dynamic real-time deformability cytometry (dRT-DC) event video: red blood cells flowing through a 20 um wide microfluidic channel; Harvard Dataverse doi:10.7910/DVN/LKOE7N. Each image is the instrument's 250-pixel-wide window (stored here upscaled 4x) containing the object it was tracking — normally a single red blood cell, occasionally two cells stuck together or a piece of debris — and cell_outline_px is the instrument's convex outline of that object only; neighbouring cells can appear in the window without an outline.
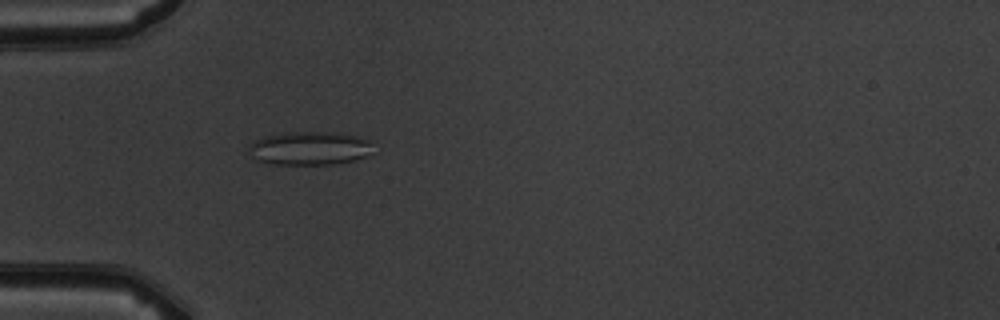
{"species": "common noctule bat (a hibernating species)", "species_latin": "Nyctalus noctula", "temperature_condition": "warm", "stored_images_in_passage": 3, "camera_frame_rate_fps": 3000, "um_per_image_px": 0.085, "animal": {"sex": "male", "body_mass_g": 19.5, "forearm_length_mm": 54.6}, "frame": {"image": 1, "passage_image": 3, "time_ms": 2.333, "image_size_px": [1000, 320], "cell_outline_px": [[376, 140], [372, 152], [368, 156], [352, 160], [332, 164], [268, 164], [252, 156], [248, 152], [248, 144], [252, 140], [260, 136], [284, 132], [336, 132], [360, 136]], "centroid_in_image_um": [26.35, 12.57], "position_along_channel_um": 58.6, "area_um2": 25.03}}